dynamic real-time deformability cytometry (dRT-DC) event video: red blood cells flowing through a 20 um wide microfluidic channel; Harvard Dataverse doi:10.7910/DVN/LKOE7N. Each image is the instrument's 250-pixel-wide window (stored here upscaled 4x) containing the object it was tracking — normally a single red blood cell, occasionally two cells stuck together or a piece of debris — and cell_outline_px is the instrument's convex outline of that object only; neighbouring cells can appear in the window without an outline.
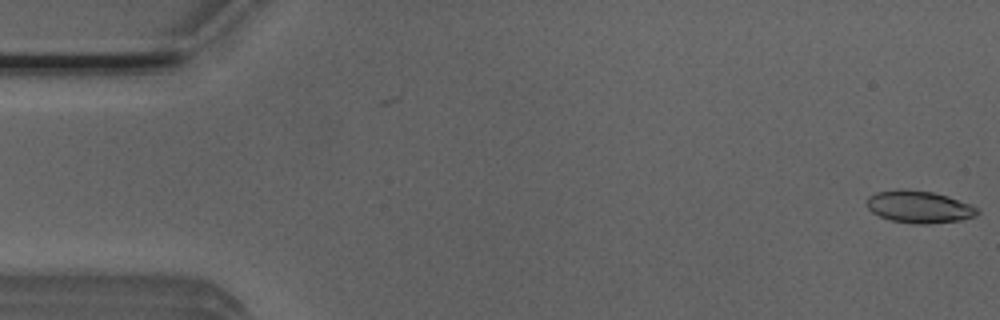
{"species": "Egyptian fruit bat (a non-hibernating species)", "species_latin": "Rousettus aegyptiacus", "temperature_condition": "room temperature", "stored_images_in_passage": 4, "camera_frame_rate_fps": 3000, "um_per_image_px": 0.085, "animal": {"sex": "male"}, "frame": {"image": 1, "passage_image": 4, "time_ms": 1.0, "image_size_px": [1000, 320], "cell_outline_px": [[980, 212], [976, 216], [960, 220], [928, 224], [912, 224], [892, 220], [880, 216], [872, 212], [868, 208], [868, 196], [876, 192], [904, 188], [932, 192], [948, 196], [980, 208]], "centroid_in_image_um": [78.15, 17.58], "position_along_channel_um": 6.9, "area_um2": 20.81}}